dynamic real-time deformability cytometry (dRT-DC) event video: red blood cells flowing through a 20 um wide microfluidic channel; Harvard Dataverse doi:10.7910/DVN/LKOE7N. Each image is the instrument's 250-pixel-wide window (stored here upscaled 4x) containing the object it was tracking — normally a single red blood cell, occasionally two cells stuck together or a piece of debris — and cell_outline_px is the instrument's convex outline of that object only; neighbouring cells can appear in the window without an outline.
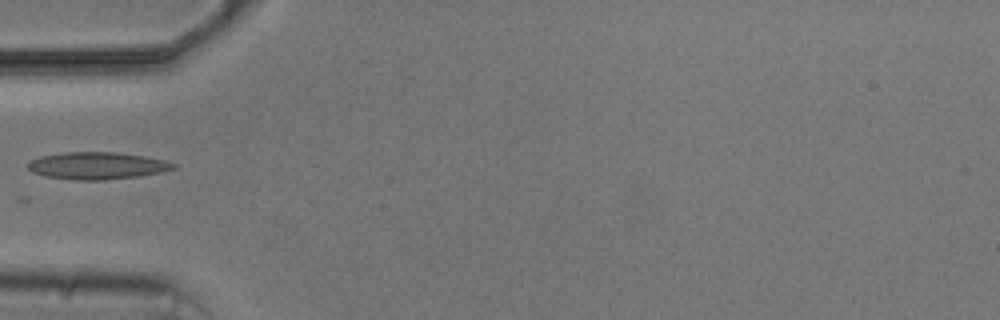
{"species": "common noctule bat (a hibernating species)", "species_latin": "Nyctalus noctula", "temperature_condition": "cold", "stored_images_in_passage": 4, "camera_frame_rate_fps": 3000, "um_per_image_px": 0.085, "animal": {"sex": "male", "body_mass_g": 20.5, "forearm_length_mm": 52.5}, "frame": {"image": 1, "passage_image": 4, "time_ms": 4.333, "image_size_px": [1000, 320], "cell_outline_px": [[180, 164], [176, 168], [160, 172], [140, 176], [104, 180], [76, 180], [44, 176], [32, 172], [28, 168], [28, 160], [40, 156], [64, 152], [116, 152], [144, 156], [168, 160]], "centroid_in_image_um": [8.29, 14.08], "position_along_channel_um": 76.7, "area_um2": 23.35}}